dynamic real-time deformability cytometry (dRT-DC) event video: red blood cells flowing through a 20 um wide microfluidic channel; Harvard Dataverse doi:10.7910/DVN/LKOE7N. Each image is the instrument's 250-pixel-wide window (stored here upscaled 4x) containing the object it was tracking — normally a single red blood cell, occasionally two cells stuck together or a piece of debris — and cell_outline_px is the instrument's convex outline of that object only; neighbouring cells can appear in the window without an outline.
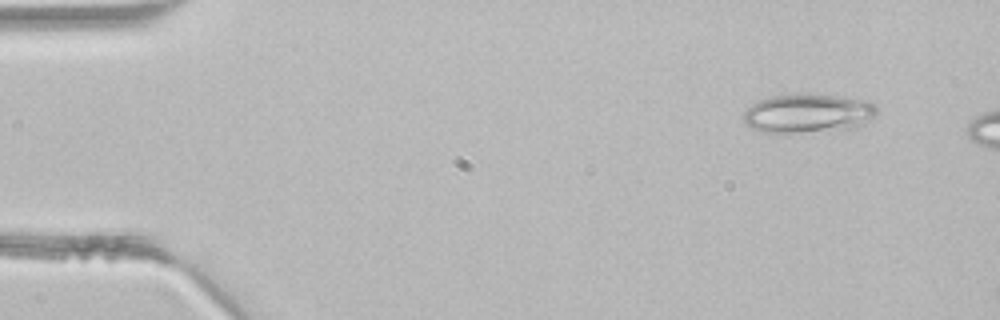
{"species": "common noctule bat (a hibernating species)", "species_latin": "Nyctalus noctula", "temperature_condition": "room temperature", "stored_images_in_passage": 2, "camera_frame_rate_fps": 3000, "um_per_image_px": 0.085, "animal": {"sex": "male", "body_mass_g": 21.5, "forearm_length_mm": 52.0}, "frame": {"image": 1, "passage_image": 1, "time_ms": 0.0, "image_size_px": [1000, 320], "cell_outline_px": [[876, 116], [864, 124], [856, 128], [800, 132], [764, 132], [752, 128], [744, 120], [744, 112], [752, 104], [760, 100], [772, 96], [836, 96], [868, 100], [876, 104]], "centroid_in_image_um": [68.74, 9.66], "position_along_channel_um": 16.3, "area_um2": 29.48}}